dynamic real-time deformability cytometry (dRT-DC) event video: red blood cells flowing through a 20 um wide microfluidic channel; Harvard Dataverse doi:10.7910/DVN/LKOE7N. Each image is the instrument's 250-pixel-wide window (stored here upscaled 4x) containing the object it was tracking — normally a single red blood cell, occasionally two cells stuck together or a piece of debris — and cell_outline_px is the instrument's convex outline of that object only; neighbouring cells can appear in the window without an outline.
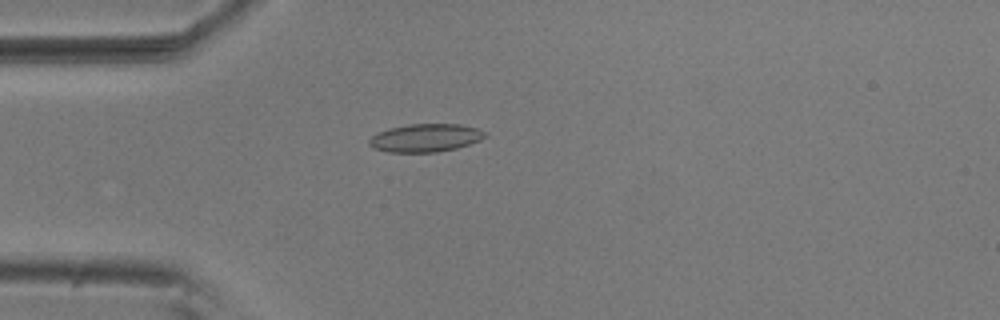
{"species": "common noctule bat (a hibernating species)", "species_latin": "Nyctalus noctula", "temperature_condition": "room temperature", "stored_images_in_passage": 55, "camera_frame_rate_fps": 3000, "um_per_image_px": 0.085, "animal": {"sex": "male", "body_mass_g": 20.5, "forearm_length_mm": 52.5}, "frame": {"image": 1, "passage_image": 15, "time_ms": 4.667, "image_size_px": [1000, 320], "cell_outline_px": [[488, 136], [480, 140], [456, 148], [436, 152], [388, 152], [372, 148], [368, 144], [368, 140], [372, 136], [388, 128], [408, 124], [460, 124], [476, 128], [484, 132]], "centroid_in_image_um": [36.14, 11.72], "position_along_channel_um": 48.9, "area_um2": 18.9}}
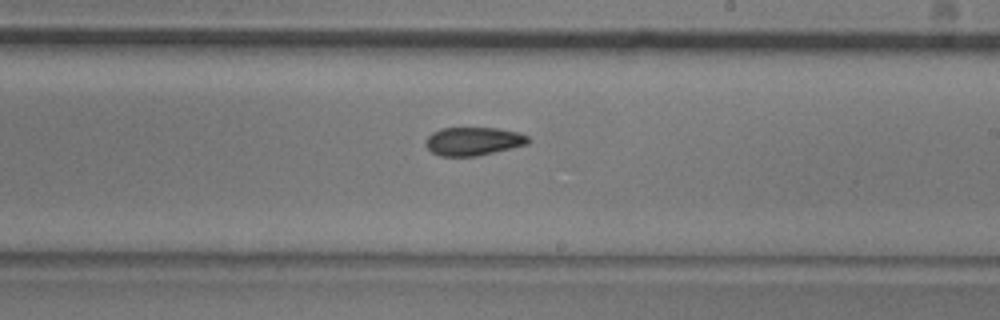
{"frame": {"image": 2, "passage_image": 32, "time_ms": 10.333, "image_size_px": [1000, 320], "cell_outline_px": [[532, 140], [528, 144], [476, 156], [440, 156], [432, 152], [424, 144], [428, 136], [432, 132], [440, 128], [496, 128], [520, 132], [528, 136]], "centroid_in_image_um": [40.24, 12.0], "position_along_channel_um": 248.8, "area_um2": 16.99}}
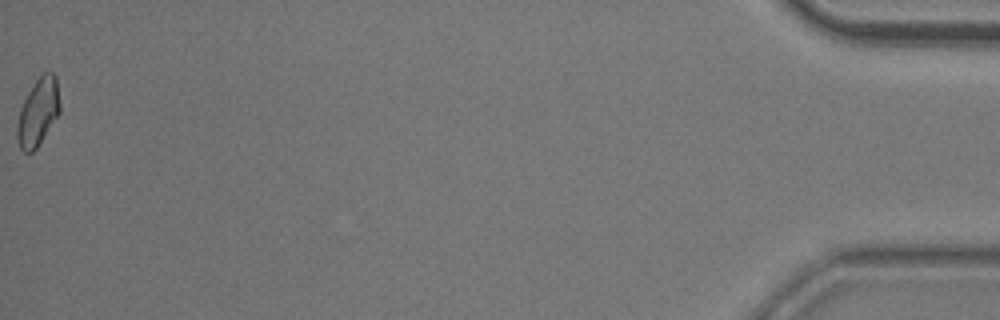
{"frame": {"image": 3, "passage_image": 55, "time_ms": 18.0, "image_size_px": [1000, 320], "cell_outline_px": [[60, 112], [36, 148], [32, 152], [24, 152], [20, 148], [16, 136], [16, 128], [20, 108], [28, 92], [36, 80], [44, 72], [52, 72], [56, 76], [60, 104]], "centroid_in_image_um": [3.23, 9.52], "position_along_channel_um": 432.0, "area_um2": 16.65}, "authors_computed_cell_mechanics": {"area_um2": 17.2244, "velocity_mm_per_s": 3.7175, "shape_relaxation_time_tau1_ms": 7.5244, "shape_relaxation_time_tau2_ms": 4.3544, "deformation_change_tau1": 0.1446, "deformation_change_tau2": 0.1021}}